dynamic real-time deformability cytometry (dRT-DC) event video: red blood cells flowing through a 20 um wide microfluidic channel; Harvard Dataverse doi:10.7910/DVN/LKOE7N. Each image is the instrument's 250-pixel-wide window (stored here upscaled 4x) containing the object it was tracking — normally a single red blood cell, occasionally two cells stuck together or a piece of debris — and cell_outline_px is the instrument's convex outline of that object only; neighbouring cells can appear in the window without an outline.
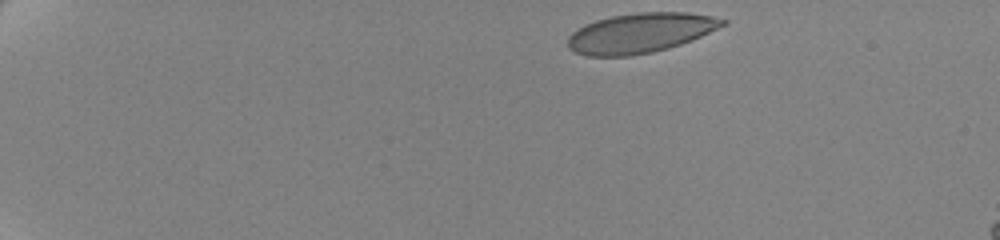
{"species": "human", "species_latin": "Homo sapiens", "temperature_condition": "cold", "stored_images_in_passage": 50, "camera_frame_rate_fps": 3000, "um_per_image_px": 0.085, "donor": {"sex": "female"}, "frame": {"image": 1, "passage_image": 1, "time_ms": 0.0, "image_size_px": [1000, 240], "cell_outline_px": [[728, 24], [700, 36], [680, 44], [668, 48], [652, 52], [628, 56], [588, 56], [576, 52], [568, 48], [568, 36], [572, 32], [584, 24], [596, 20], [612, 16], [640, 12], [688, 12], [712, 16], [728, 20]], "centroid_in_image_um": [54.43, 2.79], "position_along_channel_um": 30.6, "area_um2": 35.84}}
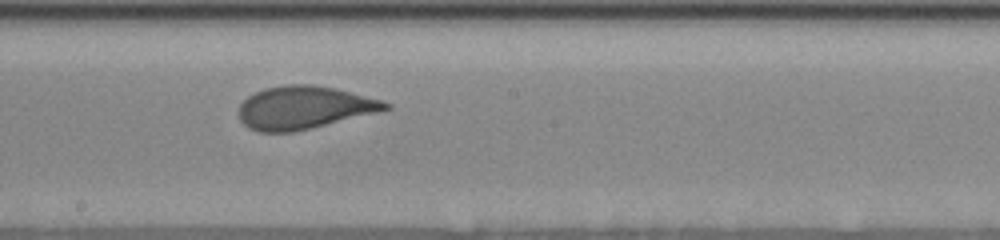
{"frame": {"image": 2, "passage_image": 27, "time_ms": 8.667, "image_size_px": [1000, 240], "cell_outline_px": [[392, 108], [380, 112], [292, 132], [260, 132], [248, 128], [240, 120], [240, 104], [248, 96], [264, 88], [288, 84], [312, 84], [336, 88], [384, 100], [392, 104]], "centroid_in_image_um": [25.89, 9.13], "position_along_channel_um": 222.3, "area_um2": 36.76}}
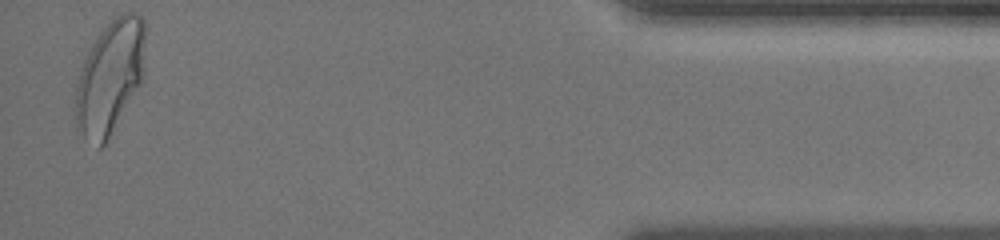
{"frame": {"image": 3, "passage_image": 49, "time_ms": 16.0, "image_size_px": [1000, 240], "cell_outline_px": [[144, 80], [108, 140], [100, 148], [84, 136], [76, 128], [76, 88], [80, 72], [84, 60], [92, 44], [100, 32], [116, 16], [124, 12], [132, 12], [140, 16], [144, 20]], "centroid_in_image_um": [9.38, 6.57], "position_along_channel_um": 425.8, "area_um2": 45.95}, "authors_computed_cell_mechanics": {"area_um2": 37.1943, "velocity_mm_per_s": 3.4916, "shape_relaxation_time_tau1_ms": 6.4807, "shape_relaxation_time_tau2_ms": null, "deformation_change_tau1": 0.184, "deformation_change_tau2": null}}